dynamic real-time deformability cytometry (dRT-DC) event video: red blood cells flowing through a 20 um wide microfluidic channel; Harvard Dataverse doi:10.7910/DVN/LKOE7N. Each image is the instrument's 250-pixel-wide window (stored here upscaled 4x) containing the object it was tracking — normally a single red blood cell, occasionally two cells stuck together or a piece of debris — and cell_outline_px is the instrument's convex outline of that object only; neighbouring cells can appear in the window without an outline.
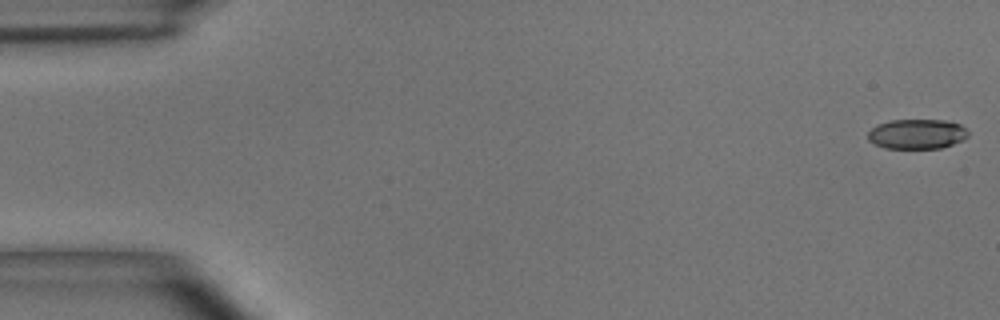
{"species": "common noctule bat (a hibernating species)", "species_latin": "Nyctalus noctula", "temperature_condition": "room temperature", "stored_images_in_passage": 55, "camera_frame_rate_fps": 3000, "um_per_image_px": 0.085, "animal": {"sex": "male", "body_mass_g": 15.6}, "frame": {"image": 1, "passage_image": 1, "time_ms": 0.0, "image_size_px": [1000, 320], "cell_outline_px": [[968, 136], [964, 140], [940, 148], [884, 148], [868, 140], [868, 132], [876, 124], [892, 120], [944, 120], [960, 124], [968, 132]], "centroid_in_image_um": [77.93, 11.39], "position_along_channel_um": 7.1, "area_um2": 17.4}}
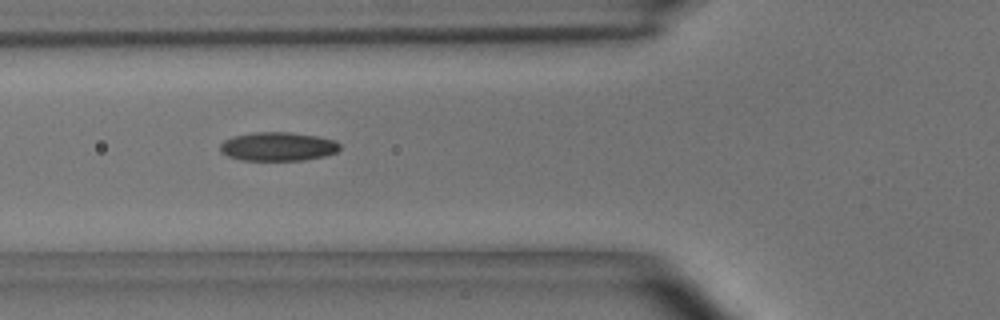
{"frame": {"image": 2, "passage_image": 20, "time_ms": 6.333, "image_size_px": [1000, 320], "cell_outline_px": [[340, 148], [336, 152], [324, 156], [304, 160], [244, 160], [228, 156], [220, 152], [220, 144], [224, 140], [232, 136], [252, 132], [292, 132], [316, 136], [336, 140], [340, 144]], "centroid_in_image_um": [23.61, 12.44], "position_along_channel_um": 102.2, "area_um2": 20.17}}
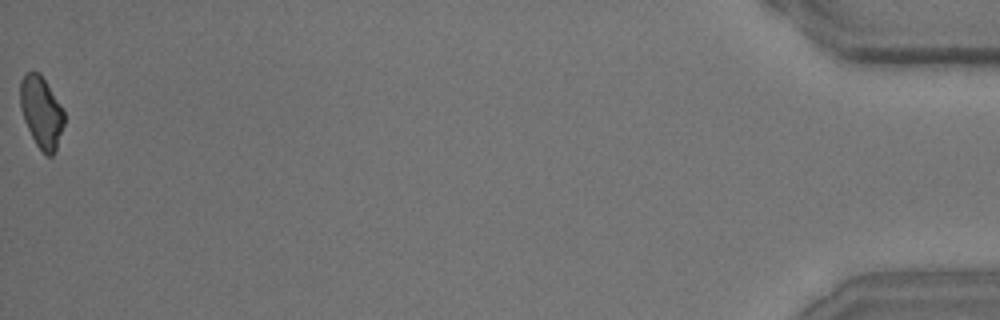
{"frame": {"image": 3, "passage_image": 55, "time_ms": 18.0, "image_size_px": [1000, 320], "cell_outline_px": [[64, 124], [56, 152], [52, 156], [48, 156], [36, 144], [24, 120], [20, 108], [20, 80], [28, 72], [40, 72], [60, 104], [64, 112]], "centroid_in_image_um": [3.52, 9.53], "position_along_channel_um": 431.7, "area_um2": 18.21}, "authors_computed_cell_mechanics": {"area_um2": 19.1318, "velocity_mm_per_s": 3.6446, "shape_relaxation_time_tau1_ms": 6.696, "shape_relaxation_time_tau2_ms": 2.8398, "deformation_change_tau1": 0.1586, "deformation_change_tau2": 0.0857}}